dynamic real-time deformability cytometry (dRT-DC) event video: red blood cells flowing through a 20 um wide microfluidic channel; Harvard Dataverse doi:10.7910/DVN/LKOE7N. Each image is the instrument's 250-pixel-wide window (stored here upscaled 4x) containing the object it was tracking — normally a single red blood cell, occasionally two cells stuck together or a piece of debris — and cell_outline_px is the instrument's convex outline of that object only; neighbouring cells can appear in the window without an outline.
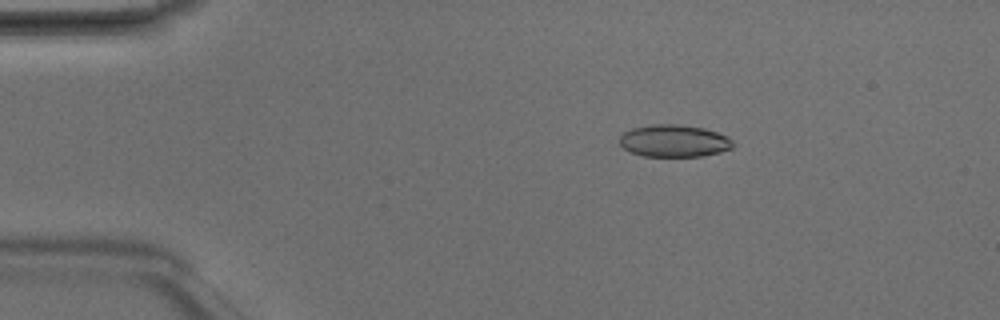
{"species": "Egyptian fruit bat (a non-hibernating species)", "species_latin": "Rousettus aegyptiacus", "temperature_condition": "room temperature", "stored_images_in_passage": 5, "camera_frame_rate_fps": 3000, "um_per_image_px": 0.085, "animal": {"sex": "male"}, "frame": {"image": 1, "passage_image": 2, "time_ms": 0.333, "image_size_px": [1000, 320], "cell_outline_px": [[736, 144], [732, 148], [720, 152], [704, 156], [644, 156], [632, 152], [624, 148], [620, 144], [620, 136], [624, 132], [632, 128], [652, 124], [676, 124], [704, 128], [716, 132], [732, 140]], "centroid_in_image_um": [57.3, 11.97], "position_along_channel_um": 27.7, "area_um2": 21.21}}
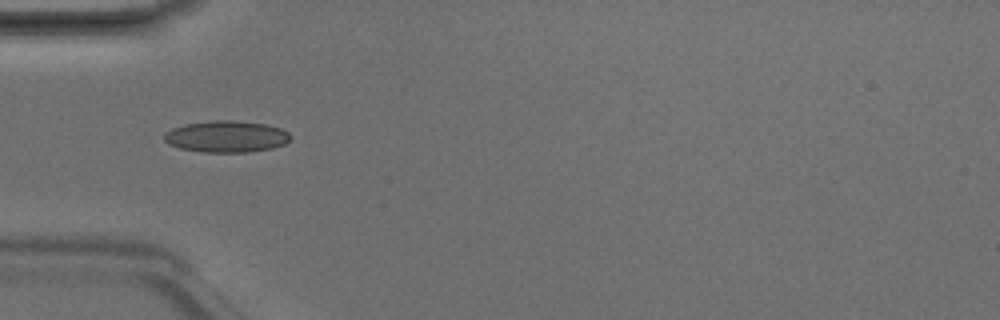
{"frame": {"image": 2, "passage_image": 4, "time_ms": 1.0, "image_size_px": [1000, 320], "cell_outline_px": [[292, 136], [284, 144], [272, 148], [248, 152], [204, 152], [180, 148], [168, 144], [164, 140], [164, 132], [172, 128], [184, 124], [212, 120], [232, 120], [264, 124], [280, 128], [288, 132]], "centroid_in_image_um": [19.21, 11.6], "position_along_channel_um": 65.8, "area_um2": 23.24}}